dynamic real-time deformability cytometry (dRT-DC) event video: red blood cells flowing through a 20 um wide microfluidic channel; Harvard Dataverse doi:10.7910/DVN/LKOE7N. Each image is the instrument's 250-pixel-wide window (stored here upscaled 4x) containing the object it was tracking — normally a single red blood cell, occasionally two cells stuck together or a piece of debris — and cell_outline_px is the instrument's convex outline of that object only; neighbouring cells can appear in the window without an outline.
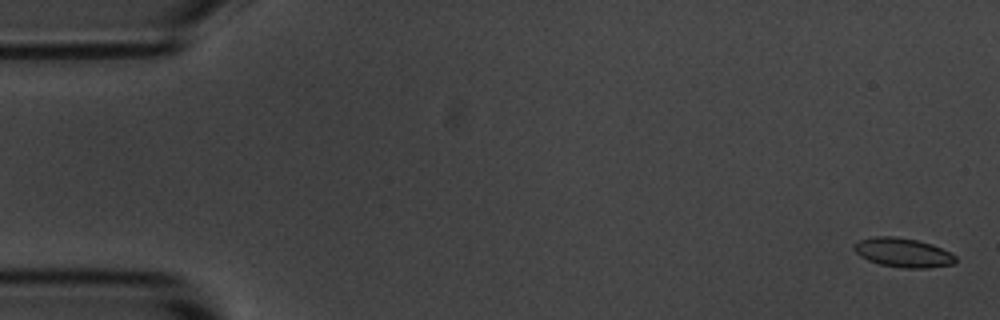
{"species": "common noctule bat (a hibernating species)", "species_latin": "Nyctalus noctula", "temperature_condition": "room temperature", "stored_images_in_passage": 15, "camera_frame_rate_fps": 3000, "um_per_image_px": 0.085, "animal": {"sex": "male", "body_mass_g": 20.1, "forearm_length_mm": 53.5}, "frame": {"image": 1, "passage_image": 2, "time_ms": 0.333, "image_size_px": [1000, 320], "cell_outline_px": [[956, 264], [928, 268], [904, 268], [880, 264], [868, 260], [860, 256], [852, 248], [860, 240], [876, 236], [892, 236], [916, 240], [932, 244], [956, 256]], "centroid_in_image_um": [76.77, 21.48], "position_along_channel_um": 8.2, "area_um2": 17.11}}